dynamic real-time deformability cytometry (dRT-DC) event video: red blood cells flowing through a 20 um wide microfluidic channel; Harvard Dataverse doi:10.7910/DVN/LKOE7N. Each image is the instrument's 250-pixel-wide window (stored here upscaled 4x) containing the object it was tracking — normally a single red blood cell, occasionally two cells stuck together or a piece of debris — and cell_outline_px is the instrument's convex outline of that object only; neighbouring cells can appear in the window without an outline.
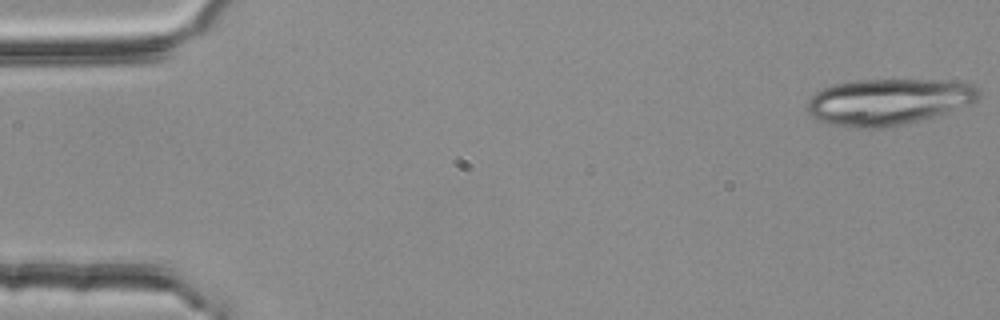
{"species": "common noctule bat (a hibernating species)", "species_latin": "Nyctalus noctula", "temperature_condition": "room temperature", "stored_images_in_passage": 53, "segment_of_instrument_passage": [1, 3], "camera_frame_rate_fps": 3000, "um_per_image_px": 0.085, "animal": {"sex": "female", "body_mass_g": 25.1}, "frame": {"image": 1, "passage_image": 1, "time_ms": 0.0, "image_size_px": [1000, 320], "cell_outline_px": [[980, 96], [976, 100], [968, 104], [932, 116], [888, 128], [856, 128], [832, 124], [816, 120], [808, 112], [808, 100], [816, 92], [824, 88], [836, 84], [856, 80], [944, 80], [972, 84], [980, 88]], "centroid_in_image_um": [75.49, 8.64], "position_along_channel_um": 9.5, "area_um2": 45.89}}